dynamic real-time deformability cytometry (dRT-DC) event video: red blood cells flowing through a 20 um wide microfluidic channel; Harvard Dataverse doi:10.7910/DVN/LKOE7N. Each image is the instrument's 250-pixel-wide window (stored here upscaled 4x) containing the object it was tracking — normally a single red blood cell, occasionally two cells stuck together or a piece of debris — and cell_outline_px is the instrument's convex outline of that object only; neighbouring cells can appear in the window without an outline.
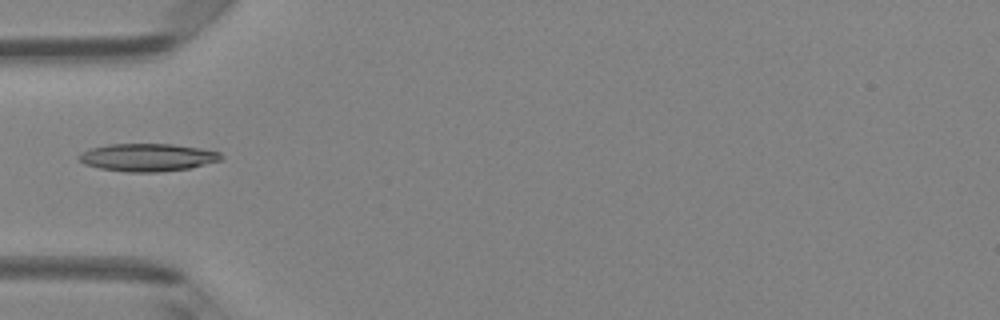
{"species": "Egyptian fruit bat (a non-hibernating species)", "species_latin": "Rousettus aegyptiacus", "temperature_condition": "room temperature", "stored_images_in_passage": 11, "camera_frame_rate_fps": 3000, "um_per_image_px": 0.085, "animal": {"sex": "female"}, "frame": {"image": 1, "passage_image": 1, "time_ms": 0.0, "image_size_px": [1000, 320], "cell_outline_px": [[224, 156], [220, 160], [188, 168], [160, 172], [124, 172], [100, 168], [84, 164], [76, 156], [80, 152], [92, 148], [108, 144], [172, 144], [200, 148], [220, 152]], "centroid_in_image_um": [12.51, 13.38], "position_along_channel_um": 72.5, "area_um2": 22.95}}
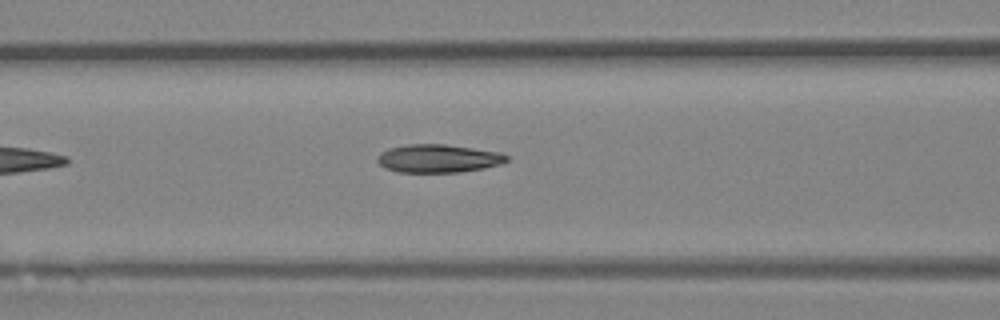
{"frame": {"image": 2, "passage_image": 5, "time_ms": 1.333, "image_size_px": [1000, 320], "cell_outline_px": [[508, 160], [500, 164], [484, 168], [460, 172], [396, 172], [384, 168], [376, 160], [376, 156], [380, 152], [388, 148], [408, 144], [444, 144], [500, 152], [508, 156]], "centroid_in_image_um": [37.2, 13.47], "position_along_channel_um": 129.4, "area_um2": 21.33}}
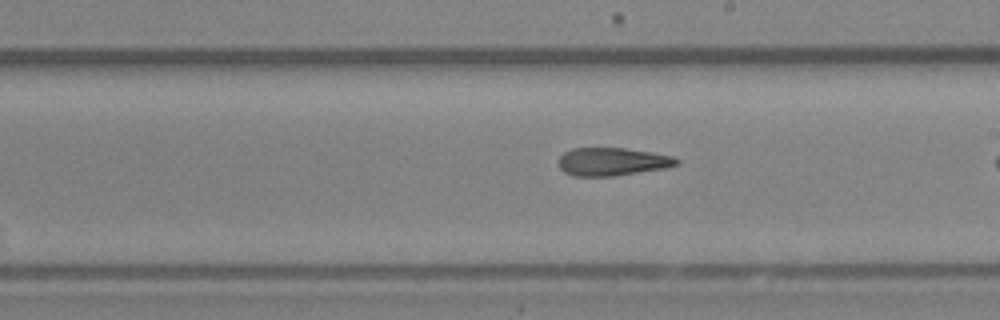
{"frame": {"image": 3, "passage_image": 10, "time_ms": 3.0, "image_size_px": [1000, 320], "cell_outline_px": [[680, 164], [668, 168], [616, 176], [572, 176], [564, 172], [560, 168], [560, 156], [564, 152], [572, 148], [624, 148], [652, 152], [672, 156], [680, 160]], "centroid_in_image_um": [52.09, 13.75], "position_along_channel_um": 236.9, "area_um2": 19.48}}